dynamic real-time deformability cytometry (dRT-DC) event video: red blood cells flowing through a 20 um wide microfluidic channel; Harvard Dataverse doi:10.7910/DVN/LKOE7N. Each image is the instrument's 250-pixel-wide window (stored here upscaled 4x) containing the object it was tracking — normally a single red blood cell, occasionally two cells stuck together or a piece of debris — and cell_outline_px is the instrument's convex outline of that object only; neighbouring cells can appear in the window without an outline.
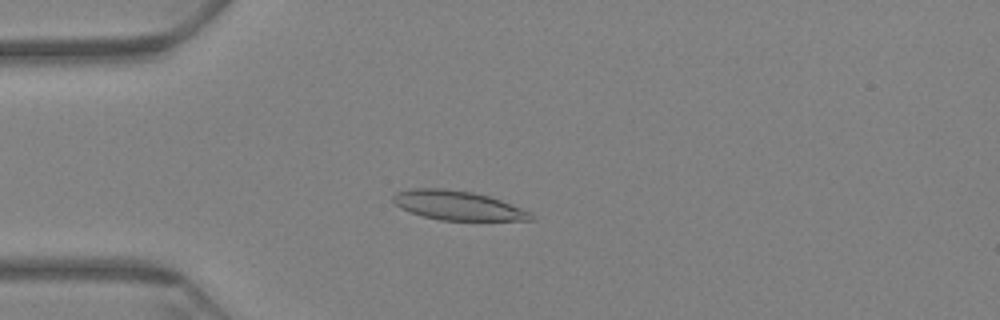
{"species": "Egyptian fruit bat (a non-hibernating species)", "species_latin": "Rousettus aegyptiacus", "temperature_condition": "warm", "stored_images_in_passage": 65, "camera_frame_rate_fps": 3000, "um_per_image_px": 0.085, "animal": {"sex": "female"}, "frame": {"image": 1, "passage_image": 18, "time_ms": 5.667, "image_size_px": [1000, 320], "cell_outline_px": [[536, 220], [440, 220], [424, 216], [400, 208], [392, 200], [392, 196], [396, 192], [412, 188], [444, 188], [472, 192], [488, 196], [512, 204], [532, 212], [536, 216]], "centroid_in_image_um": [38.94, 17.46], "position_along_channel_um": 46.1, "area_um2": 23.52}}
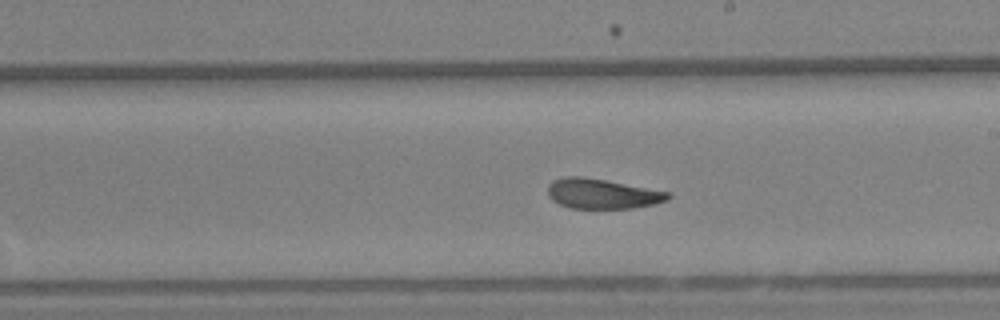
{"frame": {"image": 2, "passage_image": 38, "time_ms": 12.333, "image_size_px": [1000, 320], "cell_outline_px": [[672, 196], [668, 200], [656, 204], [632, 208], [568, 208], [552, 200], [548, 196], [548, 184], [552, 180], [564, 176], [580, 176], [604, 180], [672, 192]], "centroid_in_image_um": [51.2, 16.47], "position_along_channel_um": 237.8, "area_um2": 21.15}}
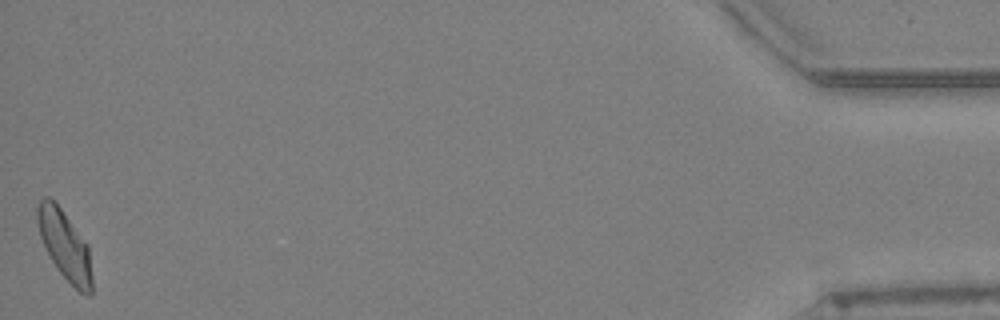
{"frame": {"image": 3, "passage_image": 65, "time_ms": 21.333, "image_size_px": [1000, 320], "cell_outline_px": [[92, 296], [88, 296], [80, 292], [60, 272], [52, 260], [40, 236], [36, 220], [36, 204], [44, 196], [48, 196], [60, 208], [88, 244], [92, 276]], "centroid_in_image_um": [5.51, 20.83], "position_along_channel_um": 429.7, "area_um2": 21.79}, "authors_computed_cell_mechanics": {"area_um2": 22.253, "velocity_mm_per_s": 3.1716, "shape_relaxation_time_tau1_ms": 7.4159, "shape_relaxation_time_tau2_ms": 1.5696, "deformation_change_tau1": 0.1865, "deformation_change_tau2": 0.0746}}